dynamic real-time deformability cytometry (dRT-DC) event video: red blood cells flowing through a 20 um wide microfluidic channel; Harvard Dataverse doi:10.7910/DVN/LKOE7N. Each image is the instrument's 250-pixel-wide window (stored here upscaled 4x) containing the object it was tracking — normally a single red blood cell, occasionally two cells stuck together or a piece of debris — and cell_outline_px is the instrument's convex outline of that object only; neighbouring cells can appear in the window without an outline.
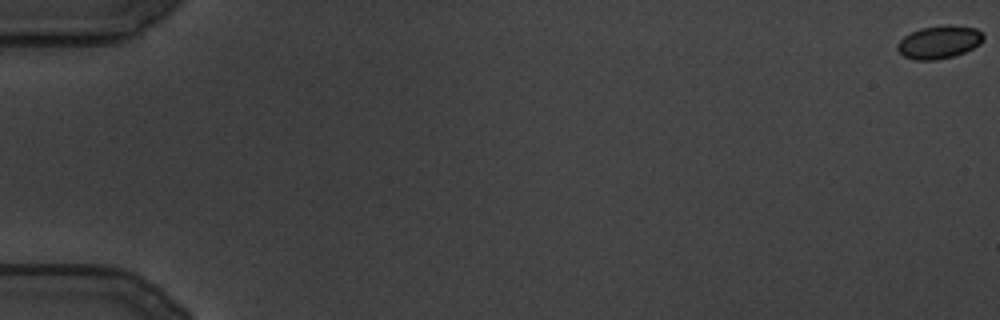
{"species": "common noctule bat (a hibernating species)", "species_latin": "Nyctalus noctula", "temperature_condition": "cold", "stored_images_in_passage": 24, "camera_frame_rate_fps": 3000, "um_per_image_px": 0.085, "animal": {"sex": "male", "body_mass_g": 19.5, "forearm_length_mm": 54.6}, "frame": {"image": 1, "passage_image": 1, "time_ms": 0.0, "image_size_px": [1000, 320], "cell_outline_px": [[984, 40], [980, 44], [964, 52], [952, 56], [936, 60], [916, 60], [904, 56], [896, 48], [896, 44], [904, 36], [920, 28], [948, 24], [976, 28], [984, 36]], "centroid_in_image_um": [79.82, 3.57], "position_along_channel_um": 5.2, "area_um2": 16.47}}